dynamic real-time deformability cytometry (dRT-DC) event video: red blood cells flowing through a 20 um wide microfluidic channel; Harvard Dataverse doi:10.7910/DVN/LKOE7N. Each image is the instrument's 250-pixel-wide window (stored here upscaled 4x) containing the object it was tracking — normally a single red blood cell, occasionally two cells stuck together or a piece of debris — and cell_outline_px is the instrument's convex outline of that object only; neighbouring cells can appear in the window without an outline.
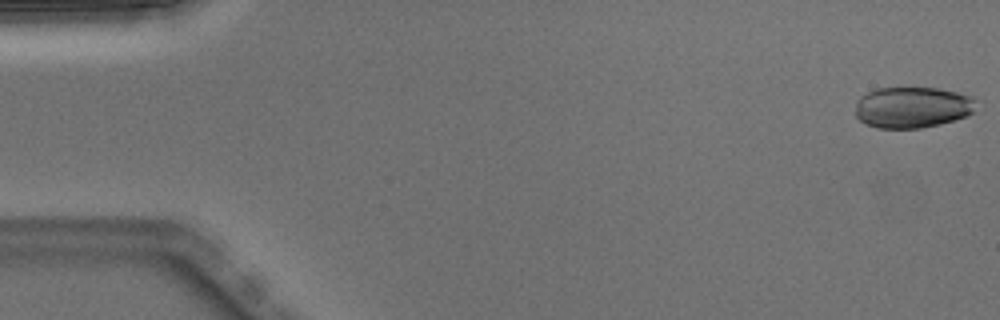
{"species": "Egyptian fruit bat (a non-hibernating species)", "species_latin": "Rousettus aegyptiacus", "temperature_condition": "warm", "stored_images_in_passage": 5, "camera_frame_rate_fps": 3000, "um_per_image_px": 0.085, "animal": {"sex": "male"}, "frame": {"image": 1, "passage_image": 1, "time_ms": 0.0, "image_size_px": [1000, 320], "cell_outline_px": [[976, 100], [972, 112], [968, 116], [940, 124], [920, 128], [876, 128], [860, 120], [856, 116], [856, 100], [860, 96], [876, 88], [936, 88], [976, 96]], "centroid_in_image_um": [77.56, 9.12], "position_along_channel_um": 7.4, "area_um2": 29.07}}
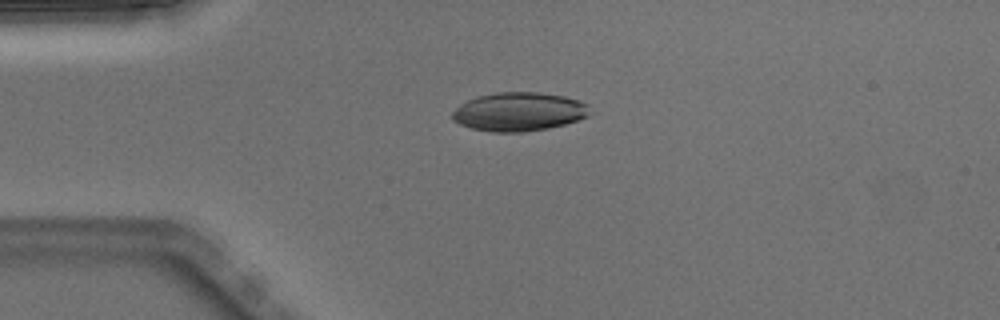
{"frame": {"image": 2, "passage_image": 4, "time_ms": 1.0, "image_size_px": [1000, 320], "cell_outline_px": [[588, 116], [564, 124], [548, 128], [524, 132], [492, 132], [472, 128], [460, 124], [452, 120], [452, 112], [460, 104], [476, 96], [496, 92], [536, 92], [564, 96], [588, 104]], "centroid_in_image_um": [44.06, 9.49], "position_along_channel_um": 40.9, "area_um2": 30.87}}